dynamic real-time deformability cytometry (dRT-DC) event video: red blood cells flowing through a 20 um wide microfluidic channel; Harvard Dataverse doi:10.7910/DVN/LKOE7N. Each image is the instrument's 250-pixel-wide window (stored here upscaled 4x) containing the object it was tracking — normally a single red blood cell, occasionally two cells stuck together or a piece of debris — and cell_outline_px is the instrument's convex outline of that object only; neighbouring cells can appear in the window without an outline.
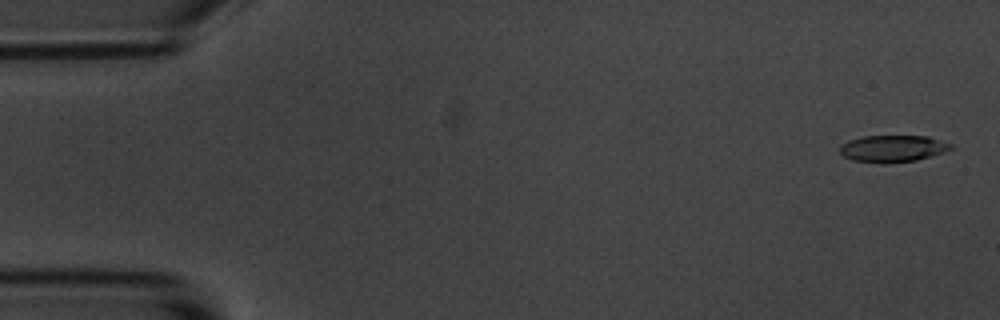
{"species": "common noctule bat (a hibernating species)", "species_latin": "Nyctalus noctula", "temperature_condition": "room temperature", "stored_images_in_passage": 55, "camera_frame_rate_fps": 3000, "um_per_image_px": 0.085, "animal": {"sex": "male", "body_mass_g": 20.1, "forearm_length_mm": 53.5}, "frame": {"image": 1, "passage_image": 2, "time_ms": 0.333, "image_size_px": [1000, 320], "cell_outline_px": [[952, 148], [944, 152], [916, 160], [884, 164], [852, 160], [844, 156], [840, 152], [840, 144], [848, 140], [864, 136], [928, 136], [952, 144]], "centroid_in_image_um": [75.85, 12.63], "position_along_channel_um": 9.1, "area_um2": 17.4}}
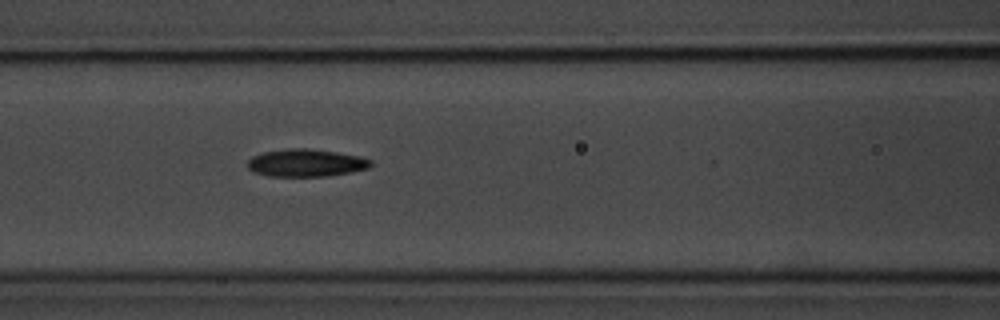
{"frame": {"image": 2, "passage_image": 23, "time_ms": 7.333, "image_size_px": [1000, 320], "cell_outline_px": [[372, 164], [368, 168], [352, 172], [324, 176], [268, 176], [252, 172], [248, 168], [248, 160], [252, 156], [264, 152], [288, 148], [308, 148], [336, 152], [360, 156], [372, 160]], "centroid_in_image_um": [26.0, 13.84], "position_along_channel_um": 140.6, "area_um2": 19.83}}
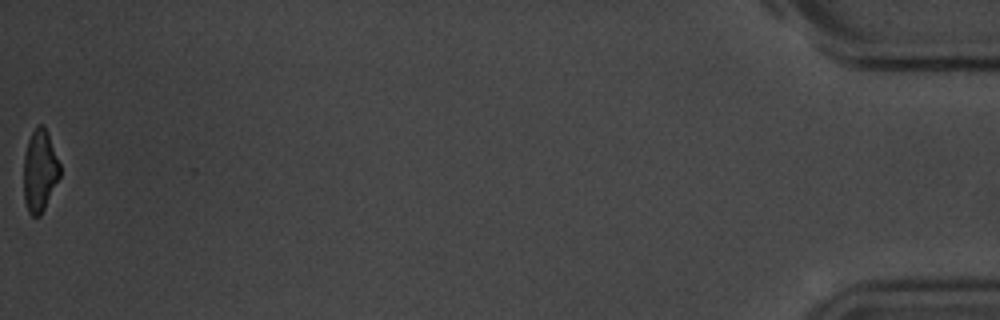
{"frame": {"image": 3, "passage_image": 55, "time_ms": 18.0, "image_size_px": [1000, 320], "cell_outline_px": [[60, 176], [40, 216], [32, 216], [28, 212], [24, 200], [24, 156], [28, 140], [32, 132], [40, 124], [44, 124], [60, 164]], "centroid_in_image_um": [3.37, 14.52], "position_along_channel_um": 431.8, "area_um2": 17.11}, "authors_computed_cell_mechanics": {"area_um2": 18.8428, "velocity_mm_per_s": 3.6765, "shape_relaxation_time_tau1_ms": 3.3781, "shape_relaxation_time_tau2_ms": null, "deformation_change_tau1": 0.1428, "deformation_change_tau2": null}}